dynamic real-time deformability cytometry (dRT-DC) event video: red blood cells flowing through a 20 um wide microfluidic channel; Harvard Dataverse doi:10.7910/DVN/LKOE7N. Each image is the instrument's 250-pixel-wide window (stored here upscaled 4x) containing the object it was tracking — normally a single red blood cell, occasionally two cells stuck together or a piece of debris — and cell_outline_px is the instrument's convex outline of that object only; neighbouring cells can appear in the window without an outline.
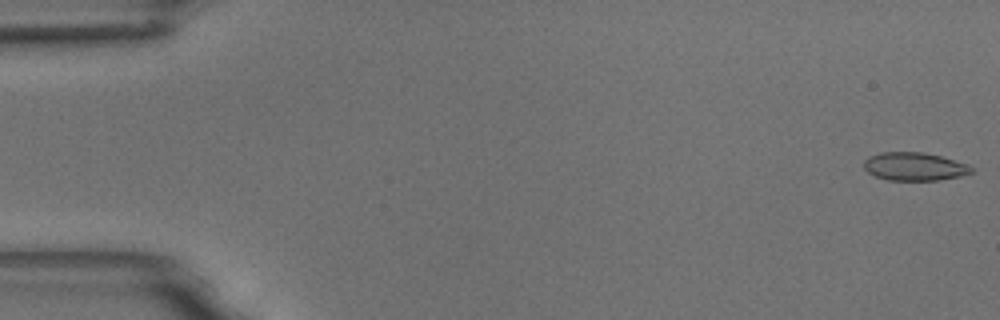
{"species": "common noctule bat (a hibernating species)", "species_latin": "Nyctalus noctula", "temperature_condition": "room temperature", "stored_images_in_passage": 59, "camera_frame_rate_fps": 3000, "um_per_image_px": 0.085, "animal": {"sex": "male", "body_mass_g": 18.8}, "frame": {"image": 1, "passage_image": 1, "time_ms": 0.0, "image_size_px": [1000, 320], "cell_outline_px": [[972, 172], [960, 176], [936, 180], [888, 180], [876, 176], [868, 172], [864, 168], [864, 160], [868, 156], [880, 152], [924, 152], [940, 156], [968, 164], [972, 168]], "centroid_in_image_um": [77.69, 14.14], "position_along_channel_um": 7.3, "area_um2": 17.57}}
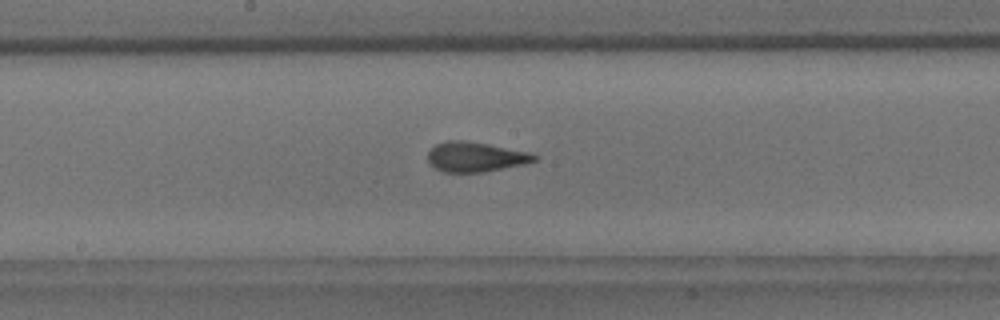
{"frame": {"image": 2, "passage_image": 31, "time_ms": 10.0, "image_size_px": [1000, 320], "cell_outline_px": [[540, 156], [536, 160], [524, 164], [484, 172], [444, 172], [428, 164], [428, 152], [436, 144], [448, 140], [464, 140], [488, 144], [532, 152]], "centroid_in_image_um": [40.44, 13.33], "position_along_channel_um": 207.8, "area_um2": 18.67}}
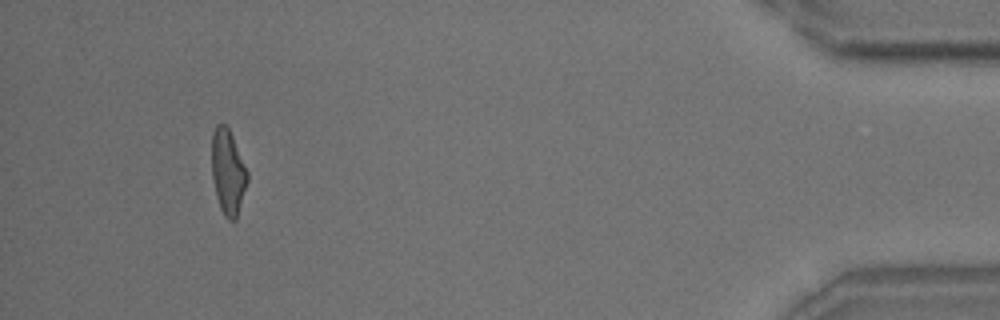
{"frame": {"image": 3, "passage_image": 55, "time_ms": 18.0, "image_size_px": [1000, 320], "cell_outline_px": [[248, 180], [236, 220], [228, 220], [224, 216], [220, 208], [216, 196], [212, 176], [212, 132], [216, 124], [224, 124], [228, 128], [232, 136], [248, 172]], "centroid_in_image_um": [19.37, 14.64], "position_along_channel_um": 415.8, "area_um2": 17.57}, "authors_computed_cell_mechanics": {"area_um2": 18.2648, "velocity_mm_per_s": 3.452, "shape_relaxation_time_tau1_ms": 5.4246, "shape_relaxation_time_tau2_ms": 0.8225, "deformation_change_tau1": 0.1759, "deformation_change_tau2": 0.0765}}